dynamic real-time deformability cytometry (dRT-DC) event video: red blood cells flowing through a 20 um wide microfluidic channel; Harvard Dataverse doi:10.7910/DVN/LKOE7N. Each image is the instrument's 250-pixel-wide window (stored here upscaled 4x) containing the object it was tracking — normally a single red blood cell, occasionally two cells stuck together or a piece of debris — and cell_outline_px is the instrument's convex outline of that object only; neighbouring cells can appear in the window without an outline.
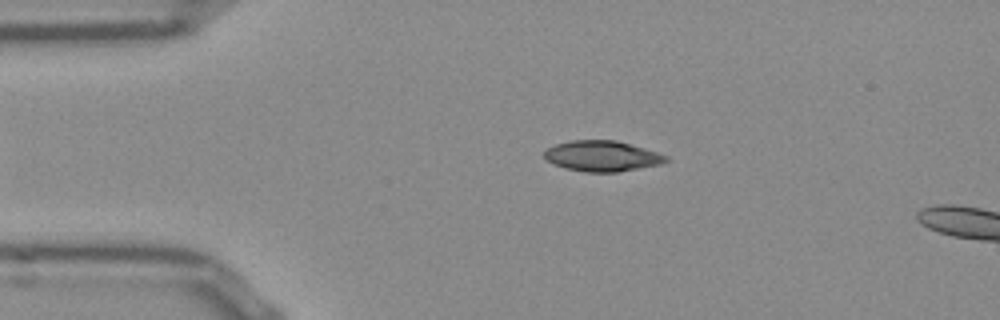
{"species": "Egyptian fruit bat (a non-hibernating species)", "species_latin": "Rousettus aegyptiacus", "temperature_condition": "room temperature", "stored_images_in_passage": 50, "camera_frame_rate_fps": 3000, "um_per_image_px": 0.085, "frame": {"image": 1, "passage_image": 9, "time_ms": 2.667, "image_size_px": [1000, 320], "cell_outline_px": [[672, 160], [660, 164], [616, 172], [584, 172], [564, 168], [552, 164], [544, 156], [544, 152], [548, 148], [556, 144], [572, 140], [616, 140], [644, 148], [668, 156]], "centroid_in_image_um": [51.18, 13.27], "position_along_channel_um": 33.8, "area_um2": 21.68}}
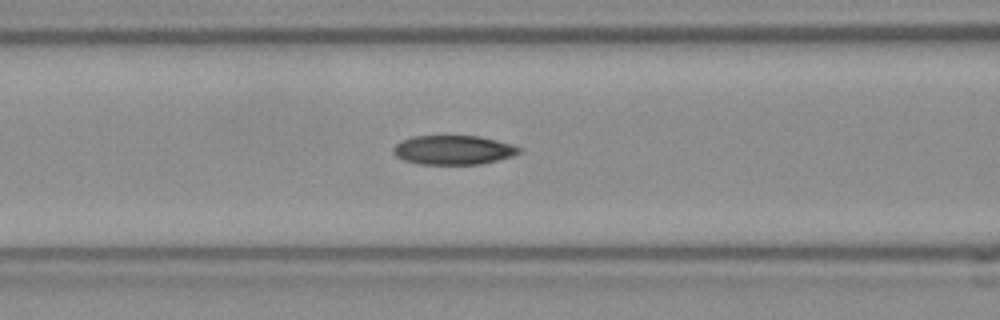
{"frame": {"image": 2, "passage_image": 19, "time_ms": 6.0, "image_size_px": [1000, 320], "cell_outline_px": [[520, 152], [512, 156], [480, 164], [420, 164], [404, 160], [396, 156], [392, 152], [392, 148], [396, 144], [412, 136], [480, 136], [512, 144], [520, 148]], "centroid_in_image_um": [38.51, 12.74], "position_along_channel_um": 128.1, "area_um2": 21.27}}
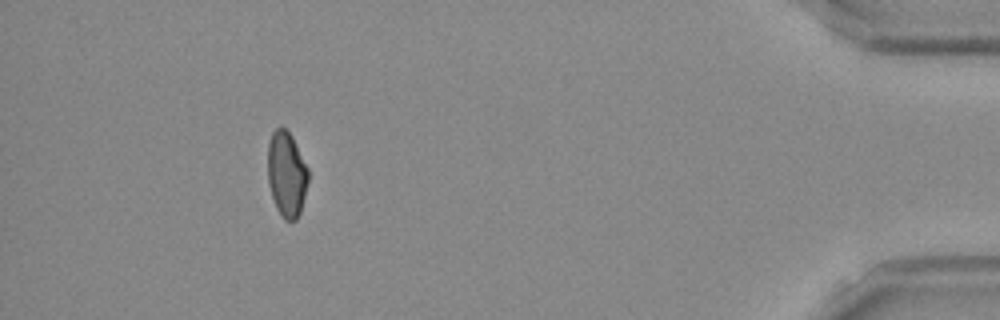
{"frame": {"image": 3, "passage_image": 46, "time_ms": 15.0, "image_size_px": [1000, 320], "cell_outline_px": [[308, 180], [300, 212], [296, 220], [284, 220], [276, 208], [268, 184], [268, 144], [272, 132], [280, 124], [292, 136], [308, 168]], "centroid_in_image_um": [24.35, 14.78], "position_along_channel_um": 410.9, "area_um2": 20.11}, "authors_computed_cell_mechanics": {"area_um2": 21.2415, "velocity_mm_per_s": 3.8522, "shape_relaxation_time_tau1_ms": null, "shape_relaxation_time_tau2_ms": 6.3023, "deformation_change_tau1": null, "deformation_change_tau2": 0.1169}}